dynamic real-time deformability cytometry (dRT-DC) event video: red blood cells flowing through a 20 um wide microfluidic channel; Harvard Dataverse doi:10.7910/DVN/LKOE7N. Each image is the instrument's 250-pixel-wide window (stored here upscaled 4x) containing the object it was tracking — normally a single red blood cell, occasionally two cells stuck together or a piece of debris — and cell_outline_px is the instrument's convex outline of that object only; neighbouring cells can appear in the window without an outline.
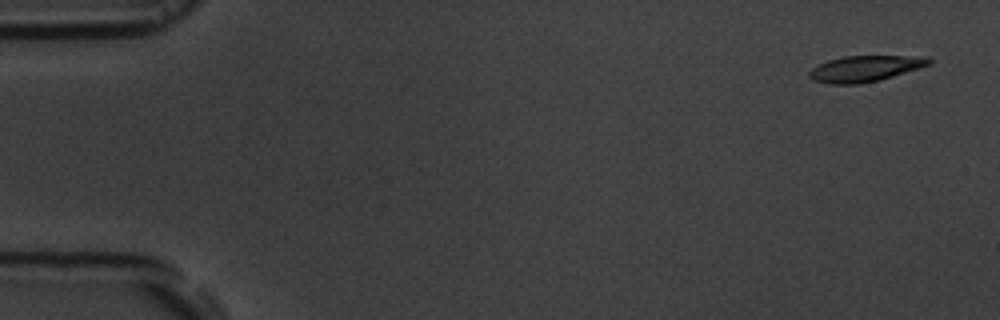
{"species": "common noctule bat (a hibernating species)", "species_latin": "Nyctalus noctula", "temperature_condition": "room temperature", "stored_images_in_passage": 4, "camera_frame_rate_fps": 3000, "um_per_image_px": 0.085, "animal": {"sex": "male", "body_mass_g": 19.5, "forearm_length_mm": 54.6}, "frame": {"image": 1, "passage_image": 1, "time_ms": 0.0, "image_size_px": [1000, 320], "cell_outline_px": [[932, 64], [920, 68], [880, 80], [860, 84], [828, 84], [812, 80], [808, 76], [808, 72], [812, 68], [828, 60], [844, 56], [928, 56], [932, 60]], "centroid_in_image_um": [73.54, 5.83], "position_along_channel_um": 11.5, "area_um2": 18.32}}